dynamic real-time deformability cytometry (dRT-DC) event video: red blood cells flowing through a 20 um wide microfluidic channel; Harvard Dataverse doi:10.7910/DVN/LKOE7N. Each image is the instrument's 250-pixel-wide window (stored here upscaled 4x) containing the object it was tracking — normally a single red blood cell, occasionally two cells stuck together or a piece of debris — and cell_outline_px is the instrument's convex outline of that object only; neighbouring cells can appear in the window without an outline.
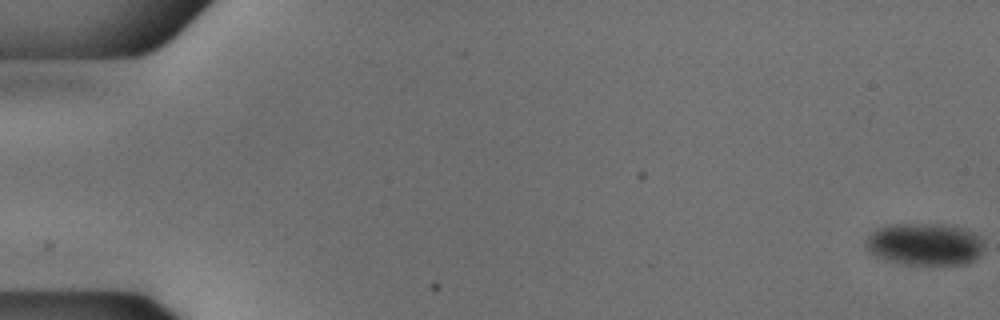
{"species": "common noctule bat (a hibernating species)", "species_latin": "Nyctalus noctula", "temperature_condition": "cold", "stored_images_in_passage": 55, "camera_frame_rate_fps": 3000, "um_per_image_px": 0.085, "animal": {"sex": "male", "body_mass_g": 18.8}, "frame": {"image": 1, "passage_image": 1, "time_ms": 0.0, "image_size_px": [1000, 320], "cell_outline_px": [[984, 248], [980, 256], [976, 260], [968, 264], [904, 264], [884, 260], [868, 252], [864, 244], [864, 240], [876, 228], [888, 224], [944, 224], [964, 228], [980, 236], [984, 240]], "centroid_in_image_um": [78.61, 20.76], "position_along_channel_um": 6.4, "area_um2": 29.71}}
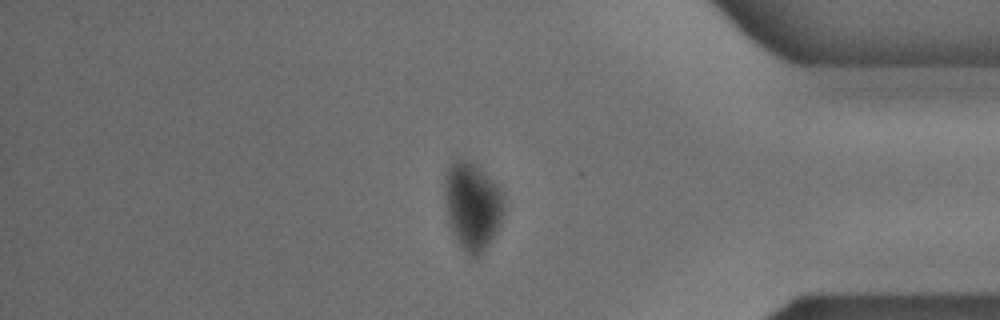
{"frame": {"image": 2, "passage_image": 47, "time_ms": 15.333, "image_size_px": [1000, 320], "cell_outline_px": [[504, 212], [500, 224], [496, 232], [484, 252], [476, 256], [468, 256], [456, 240], [448, 228], [444, 204], [444, 176], [448, 168], [460, 156], [472, 160], [484, 172], [500, 192], [504, 200]], "centroid_in_image_um": [40.1, 17.51], "position_along_channel_um": 395.1, "area_um2": 30.81}}
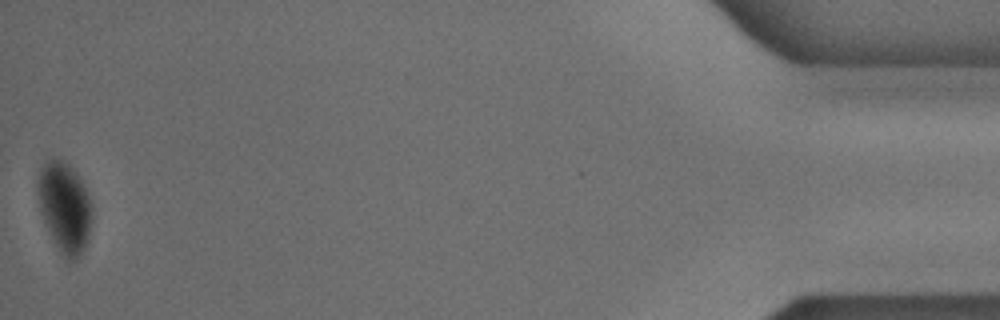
{"frame": {"image": 3, "passage_image": 55, "time_ms": 18.0, "image_size_px": [1000, 320], "cell_outline_px": [[92, 216], [88, 240], [84, 248], [76, 260], [64, 260], [52, 240], [44, 224], [40, 212], [36, 192], [36, 180], [40, 168], [44, 160], [52, 156], [64, 160], [76, 172], [92, 204]], "centroid_in_image_um": [5.44, 17.6], "position_along_channel_um": 429.8, "area_um2": 29.36}}